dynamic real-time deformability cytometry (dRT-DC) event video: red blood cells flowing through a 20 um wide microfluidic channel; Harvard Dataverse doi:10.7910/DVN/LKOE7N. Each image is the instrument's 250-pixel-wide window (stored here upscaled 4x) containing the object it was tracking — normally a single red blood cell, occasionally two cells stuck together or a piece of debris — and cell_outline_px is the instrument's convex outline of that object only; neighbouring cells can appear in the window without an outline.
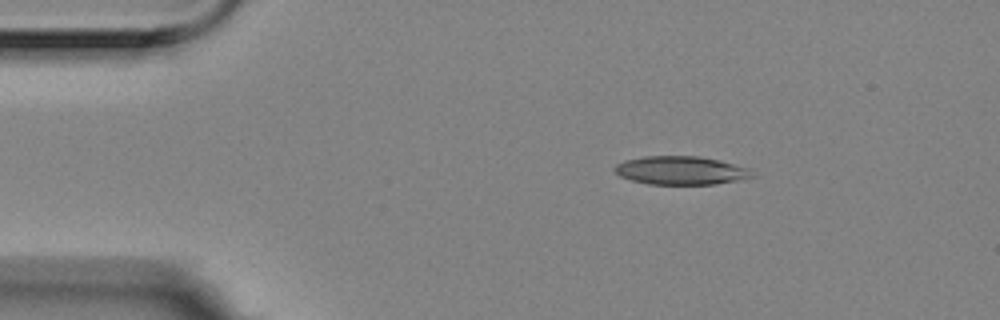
{"species": "Egyptian fruit bat (a non-hibernating species)", "species_latin": "Rousettus aegyptiacus", "temperature_condition": "room temperature", "stored_images_in_passage": 3, "camera_frame_rate_fps": 3000, "um_per_image_px": 0.085, "animal": {"sex": "female"}, "frame": {"image": 1, "passage_image": 1, "time_ms": 0.0, "image_size_px": [1000, 320], "cell_outline_px": [[752, 176], [736, 180], [716, 184], [648, 184], [632, 180], [620, 176], [612, 168], [616, 164], [624, 160], [644, 156], [700, 156], [748, 168]], "centroid_in_image_um": [57.78, 14.48], "position_along_channel_um": 27.2, "area_um2": 22.43}}
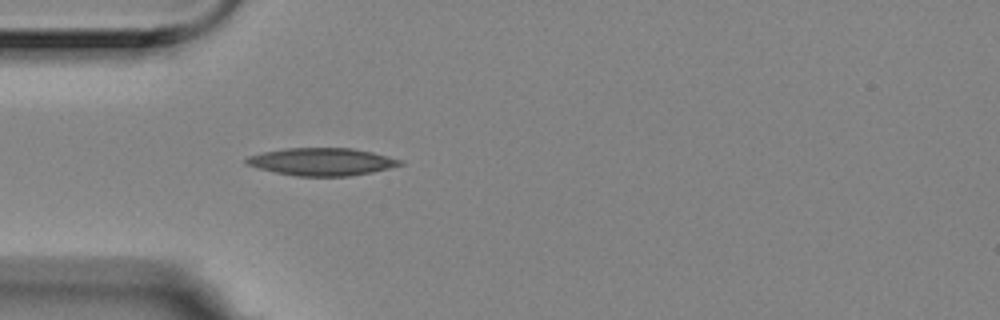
{"frame": {"image": 2, "passage_image": 3, "time_ms": 0.667, "image_size_px": [1000, 320], "cell_outline_px": [[404, 164], [372, 172], [348, 176], [296, 176], [256, 168], [244, 164], [244, 160], [248, 156], [264, 152], [284, 148], [352, 148], [372, 152], [404, 160]], "centroid_in_image_um": [27.34, 13.74], "position_along_channel_um": 57.7, "area_um2": 24.74}}